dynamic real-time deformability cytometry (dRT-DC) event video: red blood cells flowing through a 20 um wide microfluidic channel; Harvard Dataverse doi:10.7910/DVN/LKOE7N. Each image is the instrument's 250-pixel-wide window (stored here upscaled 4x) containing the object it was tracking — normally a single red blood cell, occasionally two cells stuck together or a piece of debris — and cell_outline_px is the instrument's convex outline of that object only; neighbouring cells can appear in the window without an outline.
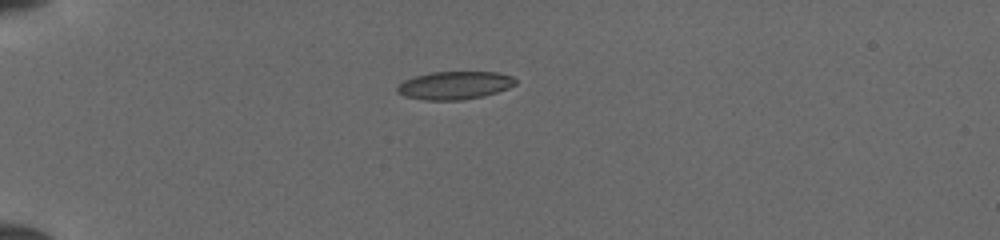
{"species": "common noctule bat (a hibernating species)", "species_latin": "Nyctalus noctula", "temperature_condition": "cold", "stored_images_in_passage": 37, "camera_frame_rate_fps": 3000, "um_per_image_px": 0.085, "animal": {"sex": "female", "body_mass_g": 19.5, "forearm_length_mm": 54.1}, "frame": {"image": 1, "passage_image": 1, "time_ms": 0.0, "image_size_px": [1000, 240], "cell_outline_px": [[516, 84], [508, 88], [484, 96], [460, 100], [424, 100], [404, 96], [396, 92], [396, 88], [404, 80], [416, 76], [432, 72], [496, 72], [512, 76], [516, 80]], "centroid_in_image_um": [38.63, 7.26], "position_along_channel_um": 46.4, "area_um2": 19.25}}
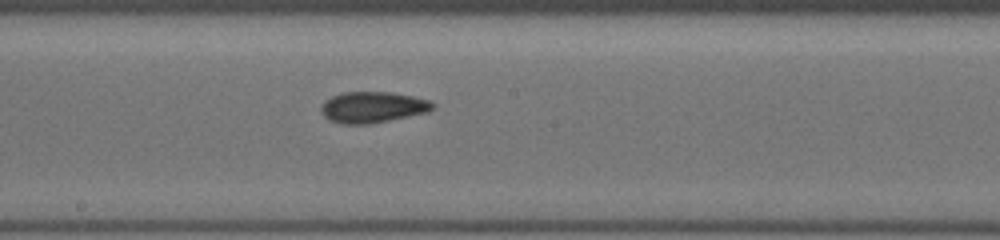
{"frame": {"image": 2, "passage_image": 16, "time_ms": 5.0, "image_size_px": [1000, 240], "cell_outline_px": [[436, 108], [428, 112], [368, 124], [340, 124], [328, 120], [320, 112], [320, 108], [324, 100], [332, 96], [344, 92], [392, 92], [432, 100], [436, 104]], "centroid_in_image_um": [31.68, 9.11], "position_along_channel_um": 216.5, "area_um2": 20.46}}
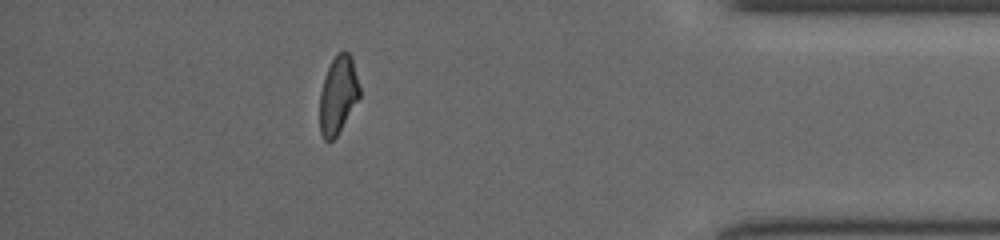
{"frame": {"image": 3, "passage_image": 32, "time_ms": 10.333, "image_size_px": [1000, 240], "cell_outline_px": [[360, 96], [336, 136], [332, 140], [324, 140], [320, 132], [320, 92], [328, 68], [336, 52], [344, 48], [352, 56], [360, 88]], "centroid_in_image_um": [28.74, 8.01], "position_along_channel_um": 406.5, "area_um2": 17.98}}